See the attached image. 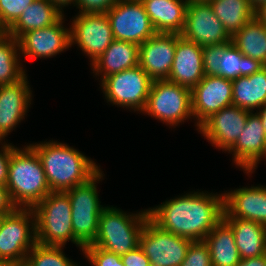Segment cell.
Wrapping results in <instances>:
<instances>
[{
    "label": "cell",
    "instance_id": "obj_1",
    "mask_svg": "<svg viewBox=\"0 0 266 266\" xmlns=\"http://www.w3.org/2000/svg\"><path fill=\"white\" fill-rule=\"evenodd\" d=\"M149 218L163 230L192 241H203L223 219L224 195L190 191L148 208Z\"/></svg>",
    "mask_w": 266,
    "mask_h": 266
},
{
    "label": "cell",
    "instance_id": "obj_2",
    "mask_svg": "<svg viewBox=\"0 0 266 266\" xmlns=\"http://www.w3.org/2000/svg\"><path fill=\"white\" fill-rule=\"evenodd\" d=\"M37 153L51 192H66L85 184L101 169L95 161L56 140L29 144Z\"/></svg>",
    "mask_w": 266,
    "mask_h": 266
},
{
    "label": "cell",
    "instance_id": "obj_3",
    "mask_svg": "<svg viewBox=\"0 0 266 266\" xmlns=\"http://www.w3.org/2000/svg\"><path fill=\"white\" fill-rule=\"evenodd\" d=\"M22 148L12 151L6 187L18 208H33L51 190L36 151L27 144Z\"/></svg>",
    "mask_w": 266,
    "mask_h": 266
},
{
    "label": "cell",
    "instance_id": "obj_4",
    "mask_svg": "<svg viewBox=\"0 0 266 266\" xmlns=\"http://www.w3.org/2000/svg\"><path fill=\"white\" fill-rule=\"evenodd\" d=\"M148 218V209L127 213L116 206H106L99 216L95 240L90 245L122 256L139 246L140 235Z\"/></svg>",
    "mask_w": 266,
    "mask_h": 266
},
{
    "label": "cell",
    "instance_id": "obj_5",
    "mask_svg": "<svg viewBox=\"0 0 266 266\" xmlns=\"http://www.w3.org/2000/svg\"><path fill=\"white\" fill-rule=\"evenodd\" d=\"M104 179L100 170L93 178L82 185L73 187L65 193L71 204L74 244L82 250L90 245L98 232L99 216L106 207L101 205L97 183Z\"/></svg>",
    "mask_w": 266,
    "mask_h": 266
},
{
    "label": "cell",
    "instance_id": "obj_6",
    "mask_svg": "<svg viewBox=\"0 0 266 266\" xmlns=\"http://www.w3.org/2000/svg\"><path fill=\"white\" fill-rule=\"evenodd\" d=\"M32 210L37 243L65 246L71 241L74 244L71 204L65 192H50Z\"/></svg>",
    "mask_w": 266,
    "mask_h": 266
},
{
    "label": "cell",
    "instance_id": "obj_7",
    "mask_svg": "<svg viewBox=\"0 0 266 266\" xmlns=\"http://www.w3.org/2000/svg\"><path fill=\"white\" fill-rule=\"evenodd\" d=\"M142 114L176 128L193 119L191 90L167 79L153 80Z\"/></svg>",
    "mask_w": 266,
    "mask_h": 266
},
{
    "label": "cell",
    "instance_id": "obj_8",
    "mask_svg": "<svg viewBox=\"0 0 266 266\" xmlns=\"http://www.w3.org/2000/svg\"><path fill=\"white\" fill-rule=\"evenodd\" d=\"M100 82L107 103L141 113L153 80L138 65L103 78Z\"/></svg>",
    "mask_w": 266,
    "mask_h": 266
},
{
    "label": "cell",
    "instance_id": "obj_9",
    "mask_svg": "<svg viewBox=\"0 0 266 266\" xmlns=\"http://www.w3.org/2000/svg\"><path fill=\"white\" fill-rule=\"evenodd\" d=\"M36 243L32 208H17L13 213L1 216L0 259L24 263Z\"/></svg>",
    "mask_w": 266,
    "mask_h": 266
},
{
    "label": "cell",
    "instance_id": "obj_10",
    "mask_svg": "<svg viewBox=\"0 0 266 266\" xmlns=\"http://www.w3.org/2000/svg\"><path fill=\"white\" fill-rule=\"evenodd\" d=\"M192 242L163 230L148 218L140 235L139 246L151 266H180Z\"/></svg>",
    "mask_w": 266,
    "mask_h": 266
},
{
    "label": "cell",
    "instance_id": "obj_11",
    "mask_svg": "<svg viewBox=\"0 0 266 266\" xmlns=\"http://www.w3.org/2000/svg\"><path fill=\"white\" fill-rule=\"evenodd\" d=\"M106 15L114 39L141 45L157 33L141 0H119Z\"/></svg>",
    "mask_w": 266,
    "mask_h": 266
},
{
    "label": "cell",
    "instance_id": "obj_12",
    "mask_svg": "<svg viewBox=\"0 0 266 266\" xmlns=\"http://www.w3.org/2000/svg\"><path fill=\"white\" fill-rule=\"evenodd\" d=\"M70 24V47L77 44L78 48L89 57L90 66L114 41L106 14L77 13Z\"/></svg>",
    "mask_w": 266,
    "mask_h": 266
},
{
    "label": "cell",
    "instance_id": "obj_13",
    "mask_svg": "<svg viewBox=\"0 0 266 266\" xmlns=\"http://www.w3.org/2000/svg\"><path fill=\"white\" fill-rule=\"evenodd\" d=\"M180 36L202 47L231 42V36L207 1L188 2Z\"/></svg>",
    "mask_w": 266,
    "mask_h": 266
},
{
    "label": "cell",
    "instance_id": "obj_14",
    "mask_svg": "<svg viewBox=\"0 0 266 266\" xmlns=\"http://www.w3.org/2000/svg\"><path fill=\"white\" fill-rule=\"evenodd\" d=\"M232 80L219 75H205L191 90L192 113L198 130L211 115L233 105Z\"/></svg>",
    "mask_w": 266,
    "mask_h": 266
},
{
    "label": "cell",
    "instance_id": "obj_15",
    "mask_svg": "<svg viewBox=\"0 0 266 266\" xmlns=\"http://www.w3.org/2000/svg\"><path fill=\"white\" fill-rule=\"evenodd\" d=\"M251 112L235 105L211 115L198 128L212 146L227 152L240 136Z\"/></svg>",
    "mask_w": 266,
    "mask_h": 266
},
{
    "label": "cell",
    "instance_id": "obj_16",
    "mask_svg": "<svg viewBox=\"0 0 266 266\" xmlns=\"http://www.w3.org/2000/svg\"><path fill=\"white\" fill-rule=\"evenodd\" d=\"M64 19L65 16L53 25L22 34L18 38L21 57L52 58L69 49L70 28L64 25Z\"/></svg>",
    "mask_w": 266,
    "mask_h": 266
},
{
    "label": "cell",
    "instance_id": "obj_17",
    "mask_svg": "<svg viewBox=\"0 0 266 266\" xmlns=\"http://www.w3.org/2000/svg\"><path fill=\"white\" fill-rule=\"evenodd\" d=\"M227 152L232 154L234 164L248 175L255 172L261 159L266 160V134L256 112L248 115L243 131Z\"/></svg>",
    "mask_w": 266,
    "mask_h": 266
},
{
    "label": "cell",
    "instance_id": "obj_18",
    "mask_svg": "<svg viewBox=\"0 0 266 266\" xmlns=\"http://www.w3.org/2000/svg\"><path fill=\"white\" fill-rule=\"evenodd\" d=\"M179 37L177 33H156L139 45V66L152 80L168 79Z\"/></svg>",
    "mask_w": 266,
    "mask_h": 266
},
{
    "label": "cell",
    "instance_id": "obj_19",
    "mask_svg": "<svg viewBox=\"0 0 266 266\" xmlns=\"http://www.w3.org/2000/svg\"><path fill=\"white\" fill-rule=\"evenodd\" d=\"M224 195L223 218H240L266 227V186L236 188Z\"/></svg>",
    "mask_w": 266,
    "mask_h": 266
},
{
    "label": "cell",
    "instance_id": "obj_20",
    "mask_svg": "<svg viewBox=\"0 0 266 266\" xmlns=\"http://www.w3.org/2000/svg\"><path fill=\"white\" fill-rule=\"evenodd\" d=\"M27 76L0 86V135L4 139L25 119L31 106L33 96Z\"/></svg>",
    "mask_w": 266,
    "mask_h": 266
},
{
    "label": "cell",
    "instance_id": "obj_21",
    "mask_svg": "<svg viewBox=\"0 0 266 266\" xmlns=\"http://www.w3.org/2000/svg\"><path fill=\"white\" fill-rule=\"evenodd\" d=\"M204 76L203 47L180 36L167 80L192 90Z\"/></svg>",
    "mask_w": 266,
    "mask_h": 266
},
{
    "label": "cell",
    "instance_id": "obj_22",
    "mask_svg": "<svg viewBox=\"0 0 266 266\" xmlns=\"http://www.w3.org/2000/svg\"><path fill=\"white\" fill-rule=\"evenodd\" d=\"M139 65V45L114 39L90 67L96 77L103 78Z\"/></svg>",
    "mask_w": 266,
    "mask_h": 266
},
{
    "label": "cell",
    "instance_id": "obj_23",
    "mask_svg": "<svg viewBox=\"0 0 266 266\" xmlns=\"http://www.w3.org/2000/svg\"><path fill=\"white\" fill-rule=\"evenodd\" d=\"M233 105L255 112L266 104V66H255L247 76L232 80Z\"/></svg>",
    "mask_w": 266,
    "mask_h": 266
},
{
    "label": "cell",
    "instance_id": "obj_24",
    "mask_svg": "<svg viewBox=\"0 0 266 266\" xmlns=\"http://www.w3.org/2000/svg\"><path fill=\"white\" fill-rule=\"evenodd\" d=\"M157 33L183 30L188 0H141Z\"/></svg>",
    "mask_w": 266,
    "mask_h": 266
},
{
    "label": "cell",
    "instance_id": "obj_25",
    "mask_svg": "<svg viewBox=\"0 0 266 266\" xmlns=\"http://www.w3.org/2000/svg\"><path fill=\"white\" fill-rule=\"evenodd\" d=\"M232 228L241 259L266 254V227L240 218H223Z\"/></svg>",
    "mask_w": 266,
    "mask_h": 266
},
{
    "label": "cell",
    "instance_id": "obj_26",
    "mask_svg": "<svg viewBox=\"0 0 266 266\" xmlns=\"http://www.w3.org/2000/svg\"><path fill=\"white\" fill-rule=\"evenodd\" d=\"M212 266H237L241 261L231 226L222 219L203 240Z\"/></svg>",
    "mask_w": 266,
    "mask_h": 266
},
{
    "label": "cell",
    "instance_id": "obj_27",
    "mask_svg": "<svg viewBox=\"0 0 266 266\" xmlns=\"http://www.w3.org/2000/svg\"><path fill=\"white\" fill-rule=\"evenodd\" d=\"M63 16L64 14L48 0H35L24 9L19 19L6 32L18 39L26 32L57 23Z\"/></svg>",
    "mask_w": 266,
    "mask_h": 266
},
{
    "label": "cell",
    "instance_id": "obj_28",
    "mask_svg": "<svg viewBox=\"0 0 266 266\" xmlns=\"http://www.w3.org/2000/svg\"><path fill=\"white\" fill-rule=\"evenodd\" d=\"M231 43L255 66H266V27L255 17L231 37Z\"/></svg>",
    "mask_w": 266,
    "mask_h": 266
},
{
    "label": "cell",
    "instance_id": "obj_29",
    "mask_svg": "<svg viewBox=\"0 0 266 266\" xmlns=\"http://www.w3.org/2000/svg\"><path fill=\"white\" fill-rule=\"evenodd\" d=\"M216 17L232 37L254 18V8L248 0H209Z\"/></svg>",
    "mask_w": 266,
    "mask_h": 266
},
{
    "label": "cell",
    "instance_id": "obj_30",
    "mask_svg": "<svg viewBox=\"0 0 266 266\" xmlns=\"http://www.w3.org/2000/svg\"><path fill=\"white\" fill-rule=\"evenodd\" d=\"M20 57L18 39L0 31V86L14 84L27 75Z\"/></svg>",
    "mask_w": 266,
    "mask_h": 266
},
{
    "label": "cell",
    "instance_id": "obj_31",
    "mask_svg": "<svg viewBox=\"0 0 266 266\" xmlns=\"http://www.w3.org/2000/svg\"><path fill=\"white\" fill-rule=\"evenodd\" d=\"M63 247L36 243L27 254L25 263L28 266H80L65 255Z\"/></svg>",
    "mask_w": 266,
    "mask_h": 266
},
{
    "label": "cell",
    "instance_id": "obj_32",
    "mask_svg": "<svg viewBox=\"0 0 266 266\" xmlns=\"http://www.w3.org/2000/svg\"><path fill=\"white\" fill-rule=\"evenodd\" d=\"M255 65L249 58L230 43L224 50L219 65V76L234 80L239 76H247Z\"/></svg>",
    "mask_w": 266,
    "mask_h": 266
},
{
    "label": "cell",
    "instance_id": "obj_33",
    "mask_svg": "<svg viewBox=\"0 0 266 266\" xmlns=\"http://www.w3.org/2000/svg\"><path fill=\"white\" fill-rule=\"evenodd\" d=\"M35 0H0V31H7Z\"/></svg>",
    "mask_w": 266,
    "mask_h": 266
},
{
    "label": "cell",
    "instance_id": "obj_34",
    "mask_svg": "<svg viewBox=\"0 0 266 266\" xmlns=\"http://www.w3.org/2000/svg\"><path fill=\"white\" fill-rule=\"evenodd\" d=\"M82 253L91 266H124L121 256L94 245L85 246Z\"/></svg>",
    "mask_w": 266,
    "mask_h": 266
},
{
    "label": "cell",
    "instance_id": "obj_35",
    "mask_svg": "<svg viewBox=\"0 0 266 266\" xmlns=\"http://www.w3.org/2000/svg\"><path fill=\"white\" fill-rule=\"evenodd\" d=\"M180 266H212L209 248L204 241H193Z\"/></svg>",
    "mask_w": 266,
    "mask_h": 266
},
{
    "label": "cell",
    "instance_id": "obj_36",
    "mask_svg": "<svg viewBox=\"0 0 266 266\" xmlns=\"http://www.w3.org/2000/svg\"><path fill=\"white\" fill-rule=\"evenodd\" d=\"M231 42L203 46V66L205 75H218L221 56Z\"/></svg>",
    "mask_w": 266,
    "mask_h": 266
},
{
    "label": "cell",
    "instance_id": "obj_37",
    "mask_svg": "<svg viewBox=\"0 0 266 266\" xmlns=\"http://www.w3.org/2000/svg\"><path fill=\"white\" fill-rule=\"evenodd\" d=\"M119 0H75L78 14H106Z\"/></svg>",
    "mask_w": 266,
    "mask_h": 266
},
{
    "label": "cell",
    "instance_id": "obj_38",
    "mask_svg": "<svg viewBox=\"0 0 266 266\" xmlns=\"http://www.w3.org/2000/svg\"><path fill=\"white\" fill-rule=\"evenodd\" d=\"M0 185L7 184L11 154L15 145L0 140Z\"/></svg>",
    "mask_w": 266,
    "mask_h": 266
},
{
    "label": "cell",
    "instance_id": "obj_39",
    "mask_svg": "<svg viewBox=\"0 0 266 266\" xmlns=\"http://www.w3.org/2000/svg\"><path fill=\"white\" fill-rule=\"evenodd\" d=\"M124 266H151L148 257L140 246L121 256Z\"/></svg>",
    "mask_w": 266,
    "mask_h": 266
},
{
    "label": "cell",
    "instance_id": "obj_40",
    "mask_svg": "<svg viewBox=\"0 0 266 266\" xmlns=\"http://www.w3.org/2000/svg\"><path fill=\"white\" fill-rule=\"evenodd\" d=\"M18 207L13 203L5 185H0V216L13 213Z\"/></svg>",
    "mask_w": 266,
    "mask_h": 266
},
{
    "label": "cell",
    "instance_id": "obj_41",
    "mask_svg": "<svg viewBox=\"0 0 266 266\" xmlns=\"http://www.w3.org/2000/svg\"><path fill=\"white\" fill-rule=\"evenodd\" d=\"M237 266H266V254L253 258L241 259Z\"/></svg>",
    "mask_w": 266,
    "mask_h": 266
},
{
    "label": "cell",
    "instance_id": "obj_42",
    "mask_svg": "<svg viewBox=\"0 0 266 266\" xmlns=\"http://www.w3.org/2000/svg\"><path fill=\"white\" fill-rule=\"evenodd\" d=\"M254 17L266 27V2L255 9Z\"/></svg>",
    "mask_w": 266,
    "mask_h": 266
},
{
    "label": "cell",
    "instance_id": "obj_43",
    "mask_svg": "<svg viewBox=\"0 0 266 266\" xmlns=\"http://www.w3.org/2000/svg\"><path fill=\"white\" fill-rule=\"evenodd\" d=\"M53 4L62 14H64L63 8L69 5L74 7L75 0H48Z\"/></svg>",
    "mask_w": 266,
    "mask_h": 266
},
{
    "label": "cell",
    "instance_id": "obj_44",
    "mask_svg": "<svg viewBox=\"0 0 266 266\" xmlns=\"http://www.w3.org/2000/svg\"><path fill=\"white\" fill-rule=\"evenodd\" d=\"M256 113L261 119L262 125L264 126V131L266 134V104L262 106L261 108H259L258 110H256Z\"/></svg>",
    "mask_w": 266,
    "mask_h": 266
},
{
    "label": "cell",
    "instance_id": "obj_45",
    "mask_svg": "<svg viewBox=\"0 0 266 266\" xmlns=\"http://www.w3.org/2000/svg\"><path fill=\"white\" fill-rule=\"evenodd\" d=\"M250 5L254 8V10L260 6L262 3L266 2V0H248Z\"/></svg>",
    "mask_w": 266,
    "mask_h": 266
},
{
    "label": "cell",
    "instance_id": "obj_46",
    "mask_svg": "<svg viewBox=\"0 0 266 266\" xmlns=\"http://www.w3.org/2000/svg\"><path fill=\"white\" fill-rule=\"evenodd\" d=\"M17 263L5 259H0V266H16Z\"/></svg>",
    "mask_w": 266,
    "mask_h": 266
},
{
    "label": "cell",
    "instance_id": "obj_47",
    "mask_svg": "<svg viewBox=\"0 0 266 266\" xmlns=\"http://www.w3.org/2000/svg\"><path fill=\"white\" fill-rule=\"evenodd\" d=\"M200 1H201V2H202V1H207V2H208L209 0H188V2H200Z\"/></svg>",
    "mask_w": 266,
    "mask_h": 266
},
{
    "label": "cell",
    "instance_id": "obj_48",
    "mask_svg": "<svg viewBox=\"0 0 266 266\" xmlns=\"http://www.w3.org/2000/svg\"><path fill=\"white\" fill-rule=\"evenodd\" d=\"M16 266H28V265L24 262V263H17Z\"/></svg>",
    "mask_w": 266,
    "mask_h": 266
}]
</instances>
